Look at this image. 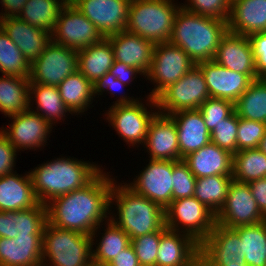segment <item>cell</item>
I'll return each instance as SVG.
<instances>
[{
  "instance_id": "1",
  "label": "cell",
  "mask_w": 266,
  "mask_h": 266,
  "mask_svg": "<svg viewBox=\"0 0 266 266\" xmlns=\"http://www.w3.org/2000/svg\"><path fill=\"white\" fill-rule=\"evenodd\" d=\"M114 181L101 171L85 187L52 199L46 204L48 223L91 235L93 247L97 229L110 214V192Z\"/></svg>"
},
{
  "instance_id": "2",
  "label": "cell",
  "mask_w": 266,
  "mask_h": 266,
  "mask_svg": "<svg viewBox=\"0 0 266 266\" xmlns=\"http://www.w3.org/2000/svg\"><path fill=\"white\" fill-rule=\"evenodd\" d=\"M227 31V21L198 15L180 7L169 42L182 48L197 64L213 60L221 38Z\"/></svg>"
},
{
  "instance_id": "3",
  "label": "cell",
  "mask_w": 266,
  "mask_h": 266,
  "mask_svg": "<svg viewBox=\"0 0 266 266\" xmlns=\"http://www.w3.org/2000/svg\"><path fill=\"white\" fill-rule=\"evenodd\" d=\"M30 171L34 192L41 204L81 189L89 184L102 170L97 164L81 160L57 158Z\"/></svg>"
},
{
  "instance_id": "4",
  "label": "cell",
  "mask_w": 266,
  "mask_h": 266,
  "mask_svg": "<svg viewBox=\"0 0 266 266\" xmlns=\"http://www.w3.org/2000/svg\"><path fill=\"white\" fill-rule=\"evenodd\" d=\"M113 182L110 192V207L116 203L117 218L110 220L124 230L130 239L161 231L165 226L164 209L147 197L137 194L127 184ZM112 218V219H111Z\"/></svg>"
},
{
  "instance_id": "5",
  "label": "cell",
  "mask_w": 266,
  "mask_h": 266,
  "mask_svg": "<svg viewBox=\"0 0 266 266\" xmlns=\"http://www.w3.org/2000/svg\"><path fill=\"white\" fill-rule=\"evenodd\" d=\"M42 243L43 266H91L93 264L91 235L59 228L47 222Z\"/></svg>"
},
{
  "instance_id": "6",
  "label": "cell",
  "mask_w": 266,
  "mask_h": 266,
  "mask_svg": "<svg viewBox=\"0 0 266 266\" xmlns=\"http://www.w3.org/2000/svg\"><path fill=\"white\" fill-rule=\"evenodd\" d=\"M174 0H131L126 31L154 44L169 42L181 6Z\"/></svg>"
},
{
  "instance_id": "7",
  "label": "cell",
  "mask_w": 266,
  "mask_h": 266,
  "mask_svg": "<svg viewBox=\"0 0 266 266\" xmlns=\"http://www.w3.org/2000/svg\"><path fill=\"white\" fill-rule=\"evenodd\" d=\"M210 97L201 69L195 65L176 83L169 85L156 98L147 96L150 107L171 115L180 110L198 109Z\"/></svg>"
},
{
  "instance_id": "8",
  "label": "cell",
  "mask_w": 266,
  "mask_h": 266,
  "mask_svg": "<svg viewBox=\"0 0 266 266\" xmlns=\"http://www.w3.org/2000/svg\"><path fill=\"white\" fill-rule=\"evenodd\" d=\"M164 213L165 226L169 230L181 231L199 244L216 225V214L194 196L172 200Z\"/></svg>"
},
{
  "instance_id": "9",
  "label": "cell",
  "mask_w": 266,
  "mask_h": 266,
  "mask_svg": "<svg viewBox=\"0 0 266 266\" xmlns=\"http://www.w3.org/2000/svg\"><path fill=\"white\" fill-rule=\"evenodd\" d=\"M145 105L132 97L120 96L109 110L107 120L117 131L118 135L132 146L137 143L144 144L148 134L150 121L158 113L147 111Z\"/></svg>"
},
{
  "instance_id": "10",
  "label": "cell",
  "mask_w": 266,
  "mask_h": 266,
  "mask_svg": "<svg viewBox=\"0 0 266 266\" xmlns=\"http://www.w3.org/2000/svg\"><path fill=\"white\" fill-rule=\"evenodd\" d=\"M196 64L184 50L171 42L154 46L152 62L145 78L156 83L149 97L156 98L169 85L176 83Z\"/></svg>"
},
{
  "instance_id": "11",
  "label": "cell",
  "mask_w": 266,
  "mask_h": 266,
  "mask_svg": "<svg viewBox=\"0 0 266 266\" xmlns=\"http://www.w3.org/2000/svg\"><path fill=\"white\" fill-rule=\"evenodd\" d=\"M78 70L75 49L50 42L41 55L30 64V83L58 86Z\"/></svg>"
},
{
  "instance_id": "12",
  "label": "cell",
  "mask_w": 266,
  "mask_h": 266,
  "mask_svg": "<svg viewBox=\"0 0 266 266\" xmlns=\"http://www.w3.org/2000/svg\"><path fill=\"white\" fill-rule=\"evenodd\" d=\"M104 37L69 0L59 13L51 33V41L68 48L80 50L98 43Z\"/></svg>"
},
{
  "instance_id": "13",
  "label": "cell",
  "mask_w": 266,
  "mask_h": 266,
  "mask_svg": "<svg viewBox=\"0 0 266 266\" xmlns=\"http://www.w3.org/2000/svg\"><path fill=\"white\" fill-rule=\"evenodd\" d=\"M247 183L233 180L224 205L216 214V223L227 228L253 225L265 221Z\"/></svg>"
},
{
  "instance_id": "14",
  "label": "cell",
  "mask_w": 266,
  "mask_h": 266,
  "mask_svg": "<svg viewBox=\"0 0 266 266\" xmlns=\"http://www.w3.org/2000/svg\"><path fill=\"white\" fill-rule=\"evenodd\" d=\"M241 253V239L233 228L215 225L211 233L199 244V266L246 265Z\"/></svg>"
},
{
  "instance_id": "15",
  "label": "cell",
  "mask_w": 266,
  "mask_h": 266,
  "mask_svg": "<svg viewBox=\"0 0 266 266\" xmlns=\"http://www.w3.org/2000/svg\"><path fill=\"white\" fill-rule=\"evenodd\" d=\"M106 38L126 30L131 0H69Z\"/></svg>"
},
{
  "instance_id": "16",
  "label": "cell",
  "mask_w": 266,
  "mask_h": 266,
  "mask_svg": "<svg viewBox=\"0 0 266 266\" xmlns=\"http://www.w3.org/2000/svg\"><path fill=\"white\" fill-rule=\"evenodd\" d=\"M127 184L137 194L147 197L165 209L172 201L173 161L150 159L147 167Z\"/></svg>"
},
{
  "instance_id": "17",
  "label": "cell",
  "mask_w": 266,
  "mask_h": 266,
  "mask_svg": "<svg viewBox=\"0 0 266 266\" xmlns=\"http://www.w3.org/2000/svg\"><path fill=\"white\" fill-rule=\"evenodd\" d=\"M202 71L211 98L227 99L235 102L251 85L259 79L257 74H241L216 63L214 60L196 64Z\"/></svg>"
},
{
  "instance_id": "18",
  "label": "cell",
  "mask_w": 266,
  "mask_h": 266,
  "mask_svg": "<svg viewBox=\"0 0 266 266\" xmlns=\"http://www.w3.org/2000/svg\"><path fill=\"white\" fill-rule=\"evenodd\" d=\"M10 118L13 119V122L8 129L1 128L0 131L18 152L19 149L28 150L27 148L42 147L52 131L53 125L30 109L10 116Z\"/></svg>"
},
{
  "instance_id": "19",
  "label": "cell",
  "mask_w": 266,
  "mask_h": 266,
  "mask_svg": "<svg viewBox=\"0 0 266 266\" xmlns=\"http://www.w3.org/2000/svg\"><path fill=\"white\" fill-rule=\"evenodd\" d=\"M156 266H199V243L165 227L161 230Z\"/></svg>"
},
{
  "instance_id": "20",
  "label": "cell",
  "mask_w": 266,
  "mask_h": 266,
  "mask_svg": "<svg viewBox=\"0 0 266 266\" xmlns=\"http://www.w3.org/2000/svg\"><path fill=\"white\" fill-rule=\"evenodd\" d=\"M144 145L153 160L181 161L177 128L169 115L157 113L150 121Z\"/></svg>"
},
{
  "instance_id": "21",
  "label": "cell",
  "mask_w": 266,
  "mask_h": 266,
  "mask_svg": "<svg viewBox=\"0 0 266 266\" xmlns=\"http://www.w3.org/2000/svg\"><path fill=\"white\" fill-rule=\"evenodd\" d=\"M213 60L237 73L257 74L253 48L248 36L227 31L221 38Z\"/></svg>"
},
{
  "instance_id": "22",
  "label": "cell",
  "mask_w": 266,
  "mask_h": 266,
  "mask_svg": "<svg viewBox=\"0 0 266 266\" xmlns=\"http://www.w3.org/2000/svg\"><path fill=\"white\" fill-rule=\"evenodd\" d=\"M0 27L31 64L51 42V33L32 26L19 17L0 18Z\"/></svg>"
},
{
  "instance_id": "23",
  "label": "cell",
  "mask_w": 266,
  "mask_h": 266,
  "mask_svg": "<svg viewBox=\"0 0 266 266\" xmlns=\"http://www.w3.org/2000/svg\"><path fill=\"white\" fill-rule=\"evenodd\" d=\"M114 51V61L136 67L145 76L150 69L155 44L150 40L121 31L106 37Z\"/></svg>"
},
{
  "instance_id": "24",
  "label": "cell",
  "mask_w": 266,
  "mask_h": 266,
  "mask_svg": "<svg viewBox=\"0 0 266 266\" xmlns=\"http://www.w3.org/2000/svg\"><path fill=\"white\" fill-rule=\"evenodd\" d=\"M43 234L0 238V266H41Z\"/></svg>"
},
{
  "instance_id": "25",
  "label": "cell",
  "mask_w": 266,
  "mask_h": 266,
  "mask_svg": "<svg viewBox=\"0 0 266 266\" xmlns=\"http://www.w3.org/2000/svg\"><path fill=\"white\" fill-rule=\"evenodd\" d=\"M177 128L180 157L197 151L211 142L210 131L198 109L180 110L169 115Z\"/></svg>"
},
{
  "instance_id": "26",
  "label": "cell",
  "mask_w": 266,
  "mask_h": 266,
  "mask_svg": "<svg viewBox=\"0 0 266 266\" xmlns=\"http://www.w3.org/2000/svg\"><path fill=\"white\" fill-rule=\"evenodd\" d=\"M228 31L250 36L266 32V0H231Z\"/></svg>"
},
{
  "instance_id": "27",
  "label": "cell",
  "mask_w": 266,
  "mask_h": 266,
  "mask_svg": "<svg viewBox=\"0 0 266 266\" xmlns=\"http://www.w3.org/2000/svg\"><path fill=\"white\" fill-rule=\"evenodd\" d=\"M196 178L232 176L233 154L210 142L183 158Z\"/></svg>"
},
{
  "instance_id": "28",
  "label": "cell",
  "mask_w": 266,
  "mask_h": 266,
  "mask_svg": "<svg viewBox=\"0 0 266 266\" xmlns=\"http://www.w3.org/2000/svg\"><path fill=\"white\" fill-rule=\"evenodd\" d=\"M27 173L22 177L16 172L0 177V211H19L40 203L34 192L30 172Z\"/></svg>"
},
{
  "instance_id": "29",
  "label": "cell",
  "mask_w": 266,
  "mask_h": 266,
  "mask_svg": "<svg viewBox=\"0 0 266 266\" xmlns=\"http://www.w3.org/2000/svg\"><path fill=\"white\" fill-rule=\"evenodd\" d=\"M78 71L92 84L109 72L114 63V51L107 38L77 50Z\"/></svg>"
},
{
  "instance_id": "30",
  "label": "cell",
  "mask_w": 266,
  "mask_h": 266,
  "mask_svg": "<svg viewBox=\"0 0 266 266\" xmlns=\"http://www.w3.org/2000/svg\"><path fill=\"white\" fill-rule=\"evenodd\" d=\"M29 77H0V111L8 118L29 110Z\"/></svg>"
},
{
  "instance_id": "31",
  "label": "cell",
  "mask_w": 266,
  "mask_h": 266,
  "mask_svg": "<svg viewBox=\"0 0 266 266\" xmlns=\"http://www.w3.org/2000/svg\"><path fill=\"white\" fill-rule=\"evenodd\" d=\"M241 239V253L248 266H266V220L233 228Z\"/></svg>"
},
{
  "instance_id": "32",
  "label": "cell",
  "mask_w": 266,
  "mask_h": 266,
  "mask_svg": "<svg viewBox=\"0 0 266 266\" xmlns=\"http://www.w3.org/2000/svg\"><path fill=\"white\" fill-rule=\"evenodd\" d=\"M32 94L35 100L33 99V96L31 97ZM32 100L38 104L37 111L32 110L31 106H29V109L46 119L51 125L55 124L58 119L62 120L67 112L72 114L65 106L57 86L30 83L29 105H31Z\"/></svg>"
},
{
  "instance_id": "33",
  "label": "cell",
  "mask_w": 266,
  "mask_h": 266,
  "mask_svg": "<svg viewBox=\"0 0 266 266\" xmlns=\"http://www.w3.org/2000/svg\"><path fill=\"white\" fill-rule=\"evenodd\" d=\"M57 87L65 106L75 115L87 111L93 97H96L93 96V84L78 70L67 76Z\"/></svg>"
},
{
  "instance_id": "34",
  "label": "cell",
  "mask_w": 266,
  "mask_h": 266,
  "mask_svg": "<svg viewBox=\"0 0 266 266\" xmlns=\"http://www.w3.org/2000/svg\"><path fill=\"white\" fill-rule=\"evenodd\" d=\"M68 0H27L18 16L26 23L53 32L59 13Z\"/></svg>"
},
{
  "instance_id": "35",
  "label": "cell",
  "mask_w": 266,
  "mask_h": 266,
  "mask_svg": "<svg viewBox=\"0 0 266 266\" xmlns=\"http://www.w3.org/2000/svg\"><path fill=\"white\" fill-rule=\"evenodd\" d=\"M234 108L238 117L266 123V80H254L234 102Z\"/></svg>"
},
{
  "instance_id": "36",
  "label": "cell",
  "mask_w": 266,
  "mask_h": 266,
  "mask_svg": "<svg viewBox=\"0 0 266 266\" xmlns=\"http://www.w3.org/2000/svg\"><path fill=\"white\" fill-rule=\"evenodd\" d=\"M232 177L237 182L247 184L265 178L266 155L258 148L236 152L233 154Z\"/></svg>"
},
{
  "instance_id": "37",
  "label": "cell",
  "mask_w": 266,
  "mask_h": 266,
  "mask_svg": "<svg viewBox=\"0 0 266 266\" xmlns=\"http://www.w3.org/2000/svg\"><path fill=\"white\" fill-rule=\"evenodd\" d=\"M232 181V176L221 175L197 178L193 196L217 214L224 205Z\"/></svg>"
},
{
  "instance_id": "38",
  "label": "cell",
  "mask_w": 266,
  "mask_h": 266,
  "mask_svg": "<svg viewBox=\"0 0 266 266\" xmlns=\"http://www.w3.org/2000/svg\"><path fill=\"white\" fill-rule=\"evenodd\" d=\"M106 230L94 250L92 248V263L99 266H106L116 255L131 244L129 235L120 227L107 219Z\"/></svg>"
},
{
  "instance_id": "39",
  "label": "cell",
  "mask_w": 266,
  "mask_h": 266,
  "mask_svg": "<svg viewBox=\"0 0 266 266\" xmlns=\"http://www.w3.org/2000/svg\"><path fill=\"white\" fill-rule=\"evenodd\" d=\"M0 72L2 75L29 77L30 63L0 27Z\"/></svg>"
},
{
  "instance_id": "40",
  "label": "cell",
  "mask_w": 266,
  "mask_h": 266,
  "mask_svg": "<svg viewBox=\"0 0 266 266\" xmlns=\"http://www.w3.org/2000/svg\"><path fill=\"white\" fill-rule=\"evenodd\" d=\"M237 130L238 115L234 111L210 132L211 142L235 154L237 152Z\"/></svg>"
},
{
  "instance_id": "41",
  "label": "cell",
  "mask_w": 266,
  "mask_h": 266,
  "mask_svg": "<svg viewBox=\"0 0 266 266\" xmlns=\"http://www.w3.org/2000/svg\"><path fill=\"white\" fill-rule=\"evenodd\" d=\"M198 110L201 112L206 127L211 132L223 119L229 117L234 111V102L227 99L209 97Z\"/></svg>"
},
{
  "instance_id": "42",
  "label": "cell",
  "mask_w": 266,
  "mask_h": 266,
  "mask_svg": "<svg viewBox=\"0 0 266 266\" xmlns=\"http://www.w3.org/2000/svg\"><path fill=\"white\" fill-rule=\"evenodd\" d=\"M266 133V123L238 117L237 152L258 148Z\"/></svg>"
},
{
  "instance_id": "43",
  "label": "cell",
  "mask_w": 266,
  "mask_h": 266,
  "mask_svg": "<svg viewBox=\"0 0 266 266\" xmlns=\"http://www.w3.org/2000/svg\"><path fill=\"white\" fill-rule=\"evenodd\" d=\"M47 220V207L37 206L18 211V234H43Z\"/></svg>"
},
{
  "instance_id": "44",
  "label": "cell",
  "mask_w": 266,
  "mask_h": 266,
  "mask_svg": "<svg viewBox=\"0 0 266 266\" xmlns=\"http://www.w3.org/2000/svg\"><path fill=\"white\" fill-rule=\"evenodd\" d=\"M172 200L192 197L194 195L196 177L183 161H173Z\"/></svg>"
},
{
  "instance_id": "45",
  "label": "cell",
  "mask_w": 266,
  "mask_h": 266,
  "mask_svg": "<svg viewBox=\"0 0 266 266\" xmlns=\"http://www.w3.org/2000/svg\"><path fill=\"white\" fill-rule=\"evenodd\" d=\"M161 231L131 239L139 264L141 266H156Z\"/></svg>"
},
{
  "instance_id": "46",
  "label": "cell",
  "mask_w": 266,
  "mask_h": 266,
  "mask_svg": "<svg viewBox=\"0 0 266 266\" xmlns=\"http://www.w3.org/2000/svg\"><path fill=\"white\" fill-rule=\"evenodd\" d=\"M181 7L198 15L209 16L228 21L231 0H187ZM190 2V3H189Z\"/></svg>"
},
{
  "instance_id": "47",
  "label": "cell",
  "mask_w": 266,
  "mask_h": 266,
  "mask_svg": "<svg viewBox=\"0 0 266 266\" xmlns=\"http://www.w3.org/2000/svg\"><path fill=\"white\" fill-rule=\"evenodd\" d=\"M253 48L256 73L259 78L266 76V32H258L249 36Z\"/></svg>"
},
{
  "instance_id": "48",
  "label": "cell",
  "mask_w": 266,
  "mask_h": 266,
  "mask_svg": "<svg viewBox=\"0 0 266 266\" xmlns=\"http://www.w3.org/2000/svg\"><path fill=\"white\" fill-rule=\"evenodd\" d=\"M17 150L9 142L8 138L0 131V177L14 173V164Z\"/></svg>"
},
{
  "instance_id": "49",
  "label": "cell",
  "mask_w": 266,
  "mask_h": 266,
  "mask_svg": "<svg viewBox=\"0 0 266 266\" xmlns=\"http://www.w3.org/2000/svg\"><path fill=\"white\" fill-rule=\"evenodd\" d=\"M18 211H0V238L18 235Z\"/></svg>"
},
{
  "instance_id": "50",
  "label": "cell",
  "mask_w": 266,
  "mask_h": 266,
  "mask_svg": "<svg viewBox=\"0 0 266 266\" xmlns=\"http://www.w3.org/2000/svg\"><path fill=\"white\" fill-rule=\"evenodd\" d=\"M123 86H126V85L123 84L116 77H114L110 72H107L104 76L99 78L93 84L94 96L95 94L102 95L104 91H109L112 95H114L115 94L114 90L119 91V89L121 90Z\"/></svg>"
},
{
  "instance_id": "51",
  "label": "cell",
  "mask_w": 266,
  "mask_h": 266,
  "mask_svg": "<svg viewBox=\"0 0 266 266\" xmlns=\"http://www.w3.org/2000/svg\"><path fill=\"white\" fill-rule=\"evenodd\" d=\"M109 72L125 85L129 84V81L132 82L131 79L134 80L137 74L143 75L136 67L129 66L119 61H114Z\"/></svg>"
},
{
  "instance_id": "52",
  "label": "cell",
  "mask_w": 266,
  "mask_h": 266,
  "mask_svg": "<svg viewBox=\"0 0 266 266\" xmlns=\"http://www.w3.org/2000/svg\"><path fill=\"white\" fill-rule=\"evenodd\" d=\"M261 213L266 217V177L248 183Z\"/></svg>"
},
{
  "instance_id": "53",
  "label": "cell",
  "mask_w": 266,
  "mask_h": 266,
  "mask_svg": "<svg viewBox=\"0 0 266 266\" xmlns=\"http://www.w3.org/2000/svg\"><path fill=\"white\" fill-rule=\"evenodd\" d=\"M106 266H141L133 246L130 244L116 255Z\"/></svg>"
},
{
  "instance_id": "54",
  "label": "cell",
  "mask_w": 266,
  "mask_h": 266,
  "mask_svg": "<svg viewBox=\"0 0 266 266\" xmlns=\"http://www.w3.org/2000/svg\"><path fill=\"white\" fill-rule=\"evenodd\" d=\"M26 2L27 0H1L5 12L0 13V18L18 17Z\"/></svg>"
},
{
  "instance_id": "55",
  "label": "cell",
  "mask_w": 266,
  "mask_h": 266,
  "mask_svg": "<svg viewBox=\"0 0 266 266\" xmlns=\"http://www.w3.org/2000/svg\"><path fill=\"white\" fill-rule=\"evenodd\" d=\"M258 149L266 155V133L264 137L260 140Z\"/></svg>"
}]
</instances>
